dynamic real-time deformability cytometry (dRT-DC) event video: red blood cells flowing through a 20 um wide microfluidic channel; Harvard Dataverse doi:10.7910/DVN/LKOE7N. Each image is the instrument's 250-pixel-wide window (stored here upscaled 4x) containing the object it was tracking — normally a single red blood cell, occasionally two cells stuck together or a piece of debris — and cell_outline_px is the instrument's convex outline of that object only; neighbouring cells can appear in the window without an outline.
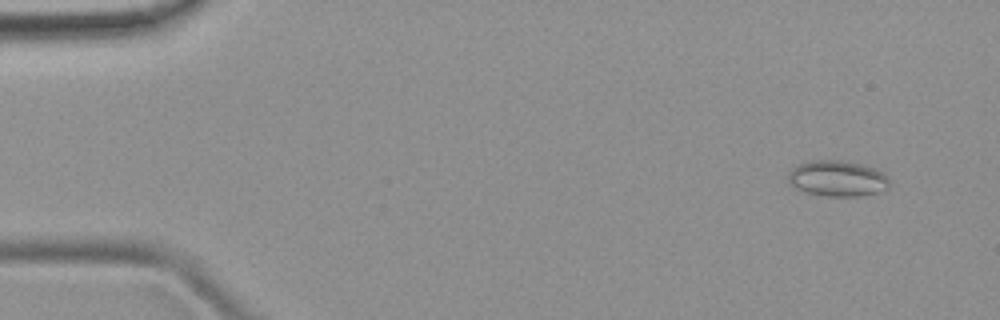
{"species": "common noctule bat (a hibernating species)", "species_latin": "Nyctalus noctula", "temperature_condition": "room temperature", "stored_images_in_passage": 5, "camera_frame_rate_fps": 3000, "um_per_image_px": 0.085, "animal": {"sex": "female", "body_mass_g": 19.9}, "frame": {"image": 1, "passage_image": 1, "time_ms": 0.0, "image_size_px": [1000, 320], "cell_outline_px": [[888, 188], [876, 192], [860, 196], [828, 196], [808, 192], [792, 184], [788, 180], [788, 172], [792, 168], [800, 164], [812, 160], [840, 160], [864, 164], [876, 168], [884, 172], [888, 180]], "centroid_in_image_um": [71.22, 15.15], "position_along_channel_um": 13.8, "area_um2": 20.92}}